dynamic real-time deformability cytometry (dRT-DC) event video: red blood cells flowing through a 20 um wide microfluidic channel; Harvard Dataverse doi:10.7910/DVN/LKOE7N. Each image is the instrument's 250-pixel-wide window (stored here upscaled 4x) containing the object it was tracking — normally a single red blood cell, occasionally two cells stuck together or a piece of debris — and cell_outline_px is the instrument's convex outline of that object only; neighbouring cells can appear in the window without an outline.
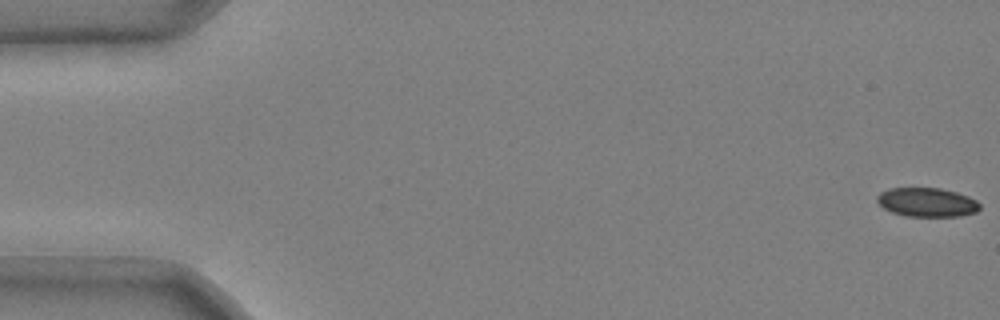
{"species": "common noctule bat (a hibernating species)", "species_latin": "Nyctalus noctula", "temperature_condition": "cold", "stored_images_in_passage": 49, "camera_frame_rate_fps": 3000, "um_per_image_px": 0.085, "animal": {"sex": "male", "body_mass_g": 20.4}, "frame": {"image": 1, "passage_image": 1, "time_ms": 0.0, "image_size_px": [1000, 320], "cell_outline_px": [[980, 208], [976, 212], [960, 216], [908, 216], [892, 212], [884, 208], [876, 200], [876, 196], [880, 192], [888, 188], [940, 188], [956, 192], [968, 196], [976, 200], [980, 204]], "centroid_in_image_um": [78.79, 17.18], "position_along_channel_um": 6.2, "area_um2": 17.34}}
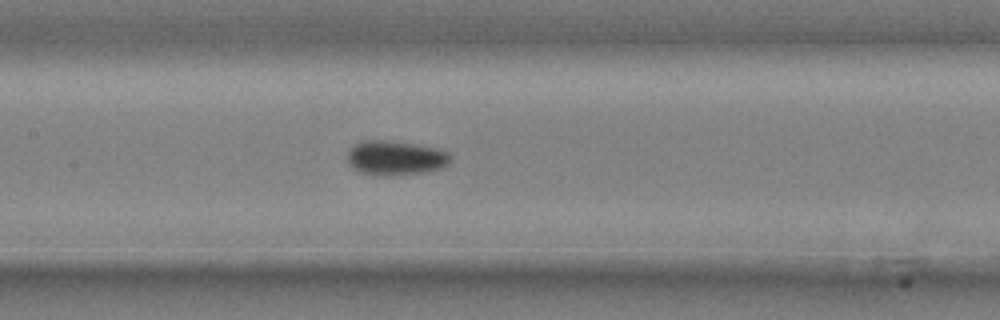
{"frame": {"image": 2, "passage_image": 26, "time_ms": 8.333, "image_size_px": [1000, 320], "cell_outline_px": [[452, 160], [448, 164], [440, 168], [424, 172], [388, 176], [384, 176], [360, 172], [352, 168], [348, 164], [348, 152], [352, 144], [360, 140], [384, 140], [416, 144], [440, 148], [448, 152], [452, 156]], "centroid_in_image_um": [33.61, 13.41], "position_along_channel_um": 173.8, "area_um2": 21.04}}
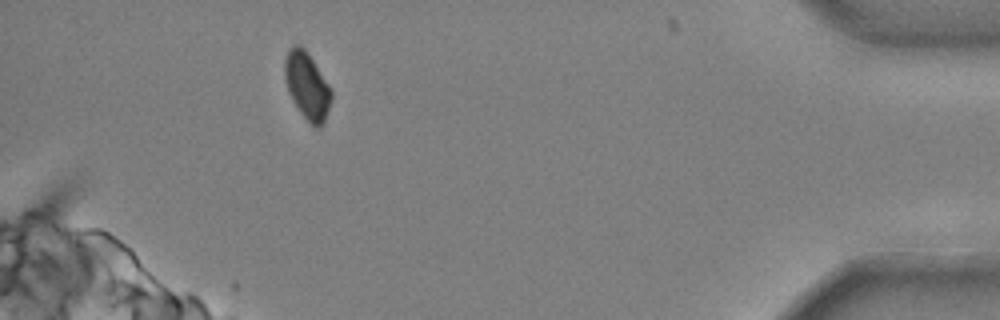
{"frame": {"image": 3, "passage_image": 49, "time_ms": 16.0, "image_size_px": [1000, 320], "cell_outline_px": [[332, 96], [324, 120], [320, 128], [312, 128], [300, 112], [288, 88], [284, 76], [284, 60], [288, 48], [296, 44], [300, 44], [304, 48], [332, 88]], "centroid_in_image_um": [26.1, 7.28], "position_along_channel_um": 409.1, "area_um2": 18.09}, "authors_computed_cell_mechanics": {"area_um2": 19.2474, "velocity_mm_per_s": 3.7125, "shape_relaxation_time_tau1_ms": 3.7649, "shape_relaxation_time_tau2_ms": null, "deformation_change_tau1": 0.0983, "deformation_change_tau2": null}}